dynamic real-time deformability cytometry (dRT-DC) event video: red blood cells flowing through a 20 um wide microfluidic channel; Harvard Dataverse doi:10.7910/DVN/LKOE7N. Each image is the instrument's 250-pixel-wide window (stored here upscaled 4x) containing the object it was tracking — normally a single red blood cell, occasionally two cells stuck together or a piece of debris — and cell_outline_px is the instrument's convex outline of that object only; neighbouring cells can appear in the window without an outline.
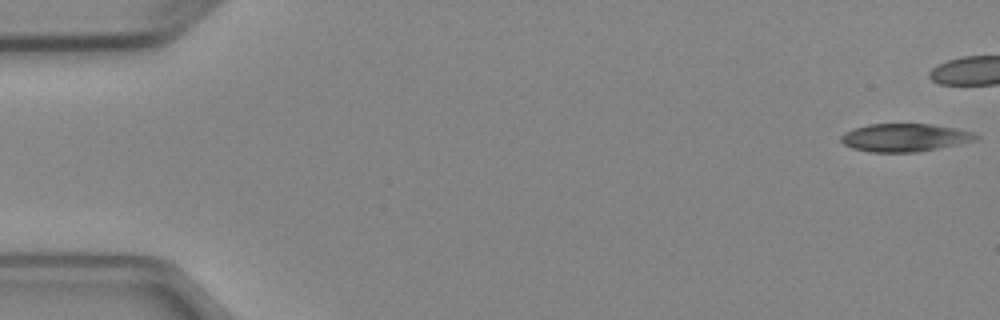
{"species": "Egyptian fruit bat (a non-hibernating species)", "species_latin": "Rousettus aegyptiacus", "temperature_condition": "cold", "stored_images_in_passage": 6, "camera_frame_rate_fps": 3000, "um_per_image_px": 0.085, "animal": {"sex": "female"}, "frame": {"image": 1, "passage_image": 1, "time_ms": 0.0, "image_size_px": [1000, 320], "cell_outline_px": [[980, 136], [976, 140], [960, 144], [916, 152], [868, 152], [852, 148], [844, 144], [840, 140], [840, 136], [844, 132], [852, 128], [868, 124], [932, 124], [956, 128], [972, 132]], "centroid_in_image_um": [76.88, 11.69], "position_along_channel_um": 8.1, "area_um2": 22.14}}